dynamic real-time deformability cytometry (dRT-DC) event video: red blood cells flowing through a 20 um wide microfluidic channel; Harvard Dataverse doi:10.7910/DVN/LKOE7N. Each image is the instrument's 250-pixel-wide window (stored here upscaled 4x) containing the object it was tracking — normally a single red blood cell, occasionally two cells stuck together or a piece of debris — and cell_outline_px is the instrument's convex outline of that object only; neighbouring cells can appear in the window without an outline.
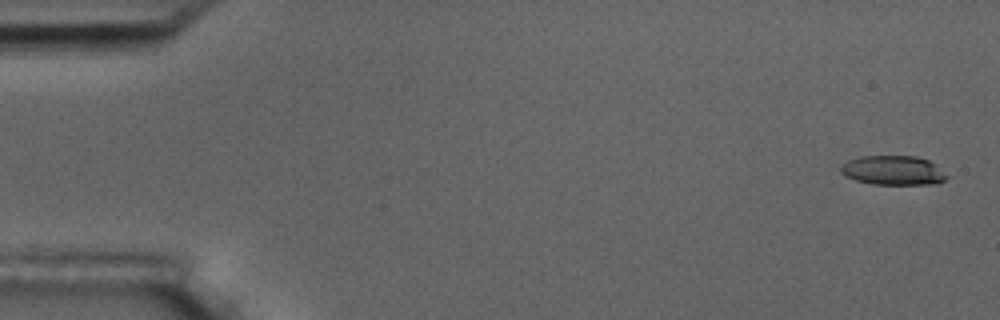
{"species": "common noctule bat (a hibernating species)", "species_latin": "Nyctalus noctula", "temperature_condition": "room temperature", "stored_images_in_passage": 5, "camera_frame_rate_fps": 3000, "um_per_image_px": 0.085, "animal": {"sex": "male", "body_mass_g": 17.5, "forearm_length_mm": 52.3}, "frame": {"image": 1, "passage_image": 1, "time_ms": 0.0, "image_size_px": [1000, 320], "cell_outline_px": [[948, 176], [944, 180], [936, 184], [872, 184], [856, 180], [844, 176], [840, 172], [840, 164], [848, 160], [860, 156], [916, 156], [928, 160], [936, 164]], "centroid_in_image_um": [75.89, 14.48], "position_along_channel_um": 9.1, "area_um2": 18.26}}